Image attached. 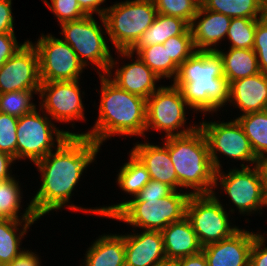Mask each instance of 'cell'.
Segmentation results:
<instances>
[{
    "mask_svg": "<svg viewBox=\"0 0 267 266\" xmlns=\"http://www.w3.org/2000/svg\"><path fill=\"white\" fill-rule=\"evenodd\" d=\"M156 15L153 0H127L107 8L100 18L116 49L129 51L153 24Z\"/></svg>",
    "mask_w": 267,
    "mask_h": 266,
    "instance_id": "cell-6",
    "label": "cell"
},
{
    "mask_svg": "<svg viewBox=\"0 0 267 266\" xmlns=\"http://www.w3.org/2000/svg\"><path fill=\"white\" fill-rule=\"evenodd\" d=\"M256 235L239 229L229 238L202 247L208 266H249Z\"/></svg>",
    "mask_w": 267,
    "mask_h": 266,
    "instance_id": "cell-16",
    "label": "cell"
},
{
    "mask_svg": "<svg viewBox=\"0 0 267 266\" xmlns=\"http://www.w3.org/2000/svg\"><path fill=\"white\" fill-rule=\"evenodd\" d=\"M14 177L0 181V219H13L19 221L20 188Z\"/></svg>",
    "mask_w": 267,
    "mask_h": 266,
    "instance_id": "cell-33",
    "label": "cell"
},
{
    "mask_svg": "<svg viewBox=\"0 0 267 266\" xmlns=\"http://www.w3.org/2000/svg\"><path fill=\"white\" fill-rule=\"evenodd\" d=\"M100 145L87 136H68L57 145L55 153L50 152L35 163L42 173V184L31 201L38 218L66 205L83 170L95 160Z\"/></svg>",
    "mask_w": 267,
    "mask_h": 266,
    "instance_id": "cell-1",
    "label": "cell"
},
{
    "mask_svg": "<svg viewBox=\"0 0 267 266\" xmlns=\"http://www.w3.org/2000/svg\"><path fill=\"white\" fill-rule=\"evenodd\" d=\"M153 266H175V261L166 260Z\"/></svg>",
    "mask_w": 267,
    "mask_h": 266,
    "instance_id": "cell-48",
    "label": "cell"
},
{
    "mask_svg": "<svg viewBox=\"0 0 267 266\" xmlns=\"http://www.w3.org/2000/svg\"><path fill=\"white\" fill-rule=\"evenodd\" d=\"M79 80L41 82V106L57 121L84 119ZM44 98V100H43Z\"/></svg>",
    "mask_w": 267,
    "mask_h": 266,
    "instance_id": "cell-15",
    "label": "cell"
},
{
    "mask_svg": "<svg viewBox=\"0 0 267 266\" xmlns=\"http://www.w3.org/2000/svg\"><path fill=\"white\" fill-rule=\"evenodd\" d=\"M190 25L182 18L157 13L153 24L146 29L129 51H118L122 56L132 57L139 49L155 44H163L172 36L182 35Z\"/></svg>",
    "mask_w": 267,
    "mask_h": 266,
    "instance_id": "cell-23",
    "label": "cell"
},
{
    "mask_svg": "<svg viewBox=\"0 0 267 266\" xmlns=\"http://www.w3.org/2000/svg\"><path fill=\"white\" fill-rule=\"evenodd\" d=\"M253 50L257 55L260 72L267 74V14L257 19Z\"/></svg>",
    "mask_w": 267,
    "mask_h": 266,
    "instance_id": "cell-38",
    "label": "cell"
},
{
    "mask_svg": "<svg viewBox=\"0 0 267 266\" xmlns=\"http://www.w3.org/2000/svg\"><path fill=\"white\" fill-rule=\"evenodd\" d=\"M201 5L231 18L261 19L267 14L266 6L260 0H201Z\"/></svg>",
    "mask_w": 267,
    "mask_h": 266,
    "instance_id": "cell-27",
    "label": "cell"
},
{
    "mask_svg": "<svg viewBox=\"0 0 267 266\" xmlns=\"http://www.w3.org/2000/svg\"><path fill=\"white\" fill-rule=\"evenodd\" d=\"M267 8V0H260Z\"/></svg>",
    "mask_w": 267,
    "mask_h": 266,
    "instance_id": "cell-49",
    "label": "cell"
},
{
    "mask_svg": "<svg viewBox=\"0 0 267 266\" xmlns=\"http://www.w3.org/2000/svg\"><path fill=\"white\" fill-rule=\"evenodd\" d=\"M258 167L261 171L262 178H263V191H264V196L265 200L267 203V156L264 158L259 159L258 161Z\"/></svg>",
    "mask_w": 267,
    "mask_h": 266,
    "instance_id": "cell-47",
    "label": "cell"
},
{
    "mask_svg": "<svg viewBox=\"0 0 267 266\" xmlns=\"http://www.w3.org/2000/svg\"><path fill=\"white\" fill-rule=\"evenodd\" d=\"M256 25L257 19L232 18L227 32L231 48L253 49Z\"/></svg>",
    "mask_w": 267,
    "mask_h": 266,
    "instance_id": "cell-31",
    "label": "cell"
},
{
    "mask_svg": "<svg viewBox=\"0 0 267 266\" xmlns=\"http://www.w3.org/2000/svg\"><path fill=\"white\" fill-rule=\"evenodd\" d=\"M85 266H125V244L122 235H104L87 251Z\"/></svg>",
    "mask_w": 267,
    "mask_h": 266,
    "instance_id": "cell-25",
    "label": "cell"
},
{
    "mask_svg": "<svg viewBox=\"0 0 267 266\" xmlns=\"http://www.w3.org/2000/svg\"><path fill=\"white\" fill-rule=\"evenodd\" d=\"M138 57L159 77L174 79L178 72V65L169 57L167 47L163 44H155L139 49Z\"/></svg>",
    "mask_w": 267,
    "mask_h": 266,
    "instance_id": "cell-29",
    "label": "cell"
},
{
    "mask_svg": "<svg viewBox=\"0 0 267 266\" xmlns=\"http://www.w3.org/2000/svg\"><path fill=\"white\" fill-rule=\"evenodd\" d=\"M190 195L174 190L170 195L160 199L146 198L143 202H121L84 211L121 220L145 230L162 231L169 224L178 222L186 216V205Z\"/></svg>",
    "mask_w": 267,
    "mask_h": 266,
    "instance_id": "cell-5",
    "label": "cell"
},
{
    "mask_svg": "<svg viewBox=\"0 0 267 266\" xmlns=\"http://www.w3.org/2000/svg\"><path fill=\"white\" fill-rule=\"evenodd\" d=\"M168 151L177 174V187H191L190 194H213L216 170L209 155L208 143L197 127L185 135L168 137Z\"/></svg>",
    "mask_w": 267,
    "mask_h": 266,
    "instance_id": "cell-4",
    "label": "cell"
},
{
    "mask_svg": "<svg viewBox=\"0 0 267 266\" xmlns=\"http://www.w3.org/2000/svg\"><path fill=\"white\" fill-rule=\"evenodd\" d=\"M264 241V237L260 234L254 237L250 251L249 266H267V247L262 248Z\"/></svg>",
    "mask_w": 267,
    "mask_h": 266,
    "instance_id": "cell-41",
    "label": "cell"
},
{
    "mask_svg": "<svg viewBox=\"0 0 267 266\" xmlns=\"http://www.w3.org/2000/svg\"><path fill=\"white\" fill-rule=\"evenodd\" d=\"M32 92L39 90H20L0 94V112L20 118L35 109L31 101Z\"/></svg>",
    "mask_w": 267,
    "mask_h": 266,
    "instance_id": "cell-32",
    "label": "cell"
},
{
    "mask_svg": "<svg viewBox=\"0 0 267 266\" xmlns=\"http://www.w3.org/2000/svg\"><path fill=\"white\" fill-rule=\"evenodd\" d=\"M202 15H204L203 18H201ZM199 18L201 20L195 24ZM231 19L222 13L207 10L200 4L193 22L190 24L195 50L216 51L215 48H211V45L217 44L227 35Z\"/></svg>",
    "mask_w": 267,
    "mask_h": 266,
    "instance_id": "cell-19",
    "label": "cell"
},
{
    "mask_svg": "<svg viewBox=\"0 0 267 266\" xmlns=\"http://www.w3.org/2000/svg\"><path fill=\"white\" fill-rule=\"evenodd\" d=\"M187 105L179 88L176 86L159 87L147 99L146 130L150 128L166 131V137L185 135L194 131L198 126H190L180 132L185 123V107Z\"/></svg>",
    "mask_w": 267,
    "mask_h": 266,
    "instance_id": "cell-12",
    "label": "cell"
},
{
    "mask_svg": "<svg viewBox=\"0 0 267 266\" xmlns=\"http://www.w3.org/2000/svg\"><path fill=\"white\" fill-rule=\"evenodd\" d=\"M150 180L146 167L131 152L130 161L123 165L118 174L117 181L121 189L135 197Z\"/></svg>",
    "mask_w": 267,
    "mask_h": 266,
    "instance_id": "cell-30",
    "label": "cell"
},
{
    "mask_svg": "<svg viewBox=\"0 0 267 266\" xmlns=\"http://www.w3.org/2000/svg\"><path fill=\"white\" fill-rule=\"evenodd\" d=\"M166 259H178L198 254L202 251L197 235L186 216L169 224L161 231Z\"/></svg>",
    "mask_w": 267,
    "mask_h": 266,
    "instance_id": "cell-21",
    "label": "cell"
},
{
    "mask_svg": "<svg viewBox=\"0 0 267 266\" xmlns=\"http://www.w3.org/2000/svg\"><path fill=\"white\" fill-rule=\"evenodd\" d=\"M146 167L151 180H157L177 190V174L168 151V137L163 147L151 144H136L131 151Z\"/></svg>",
    "mask_w": 267,
    "mask_h": 266,
    "instance_id": "cell-20",
    "label": "cell"
},
{
    "mask_svg": "<svg viewBox=\"0 0 267 266\" xmlns=\"http://www.w3.org/2000/svg\"><path fill=\"white\" fill-rule=\"evenodd\" d=\"M38 216L36 215L33 205L30 202V205L26 208L25 213L22 215L21 222L13 219H0V264L5 266L10 264L17 256H19L23 251H20L19 244L21 237L29 228V225L37 221ZM25 222L23 225V231H21L20 236L16 234L18 231L17 228L20 223ZM16 230V231H15Z\"/></svg>",
    "mask_w": 267,
    "mask_h": 266,
    "instance_id": "cell-24",
    "label": "cell"
},
{
    "mask_svg": "<svg viewBox=\"0 0 267 266\" xmlns=\"http://www.w3.org/2000/svg\"><path fill=\"white\" fill-rule=\"evenodd\" d=\"M99 75L102 85L99 117L91 132L79 136H87L102 144L107 137L115 134L144 135L147 100L121 89L111 81V77Z\"/></svg>",
    "mask_w": 267,
    "mask_h": 266,
    "instance_id": "cell-3",
    "label": "cell"
},
{
    "mask_svg": "<svg viewBox=\"0 0 267 266\" xmlns=\"http://www.w3.org/2000/svg\"><path fill=\"white\" fill-rule=\"evenodd\" d=\"M160 78L139 58L131 64L117 69L112 82L125 91L141 96L146 100L159 88L155 81Z\"/></svg>",
    "mask_w": 267,
    "mask_h": 266,
    "instance_id": "cell-22",
    "label": "cell"
},
{
    "mask_svg": "<svg viewBox=\"0 0 267 266\" xmlns=\"http://www.w3.org/2000/svg\"><path fill=\"white\" fill-rule=\"evenodd\" d=\"M51 11L57 16L59 23L78 20L86 16L76 0H51L44 1Z\"/></svg>",
    "mask_w": 267,
    "mask_h": 266,
    "instance_id": "cell-37",
    "label": "cell"
},
{
    "mask_svg": "<svg viewBox=\"0 0 267 266\" xmlns=\"http://www.w3.org/2000/svg\"><path fill=\"white\" fill-rule=\"evenodd\" d=\"M199 128L207 140L209 155L216 171H219L221 166L216 151L236 160L258 164L259 159L237 119L228 123L202 122Z\"/></svg>",
    "mask_w": 267,
    "mask_h": 266,
    "instance_id": "cell-11",
    "label": "cell"
},
{
    "mask_svg": "<svg viewBox=\"0 0 267 266\" xmlns=\"http://www.w3.org/2000/svg\"><path fill=\"white\" fill-rule=\"evenodd\" d=\"M81 10L86 15H92L93 12L99 14V16H104L107 8L99 9L100 4H102L105 0H76Z\"/></svg>",
    "mask_w": 267,
    "mask_h": 266,
    "instance_id": "cell-44",
    "label": "cell"
},
{
    "mask_svg": "<svg viewBox=\"0 0 267 266\" xmlns=\"http://www.w3.org/2000/svg\"><path fill=\"white\" fill-rule=\"evenodd\" d=\"M175 266H208V263L204 253L201 251L198 254L176 260Z\"/></svg>",
    "mask_w": 267,
    "mask_h": 266,
    "instance_id": "cell-45",
    "label": "cell"
},
{
    "mask_svg": "<svg viewBox=\"0 0 267 266\" xmlns=\"http://www.w3.org/2000/svg\"><path fill=\"white\" fill-rule=\"evenodd\" d=\"M241 124L245 135L258 159L267 154V110L251 112L236 118Z\"/></svg>",
    "mask_w": 267,
    "mask_h": 266,
    "instance_id": "cell-28",
    "label": "cell"
},
{
    "mask_svg": "<svg viewBox=\"0 0 267 266\" xmlns=\"http://www.w3.org/2000/svg\"><path fill=\"white\" fill-rule=\"evenodd\" d=\"M14 160L15 158L11 155L5 152H0V181L12 178L9 173V167Z\"/></svg>",
    "mask_w": 267,
    "mask_h": 266,
    "instance_id": "cell-46",
    "label": "cell"
},
{
    "mask_svg": "<svg viewBox=\"0 0 267 266\" xmlns=\"http://www.w3.org/2000/svg\"><path fill=\"white\" fill-rule=\"evenodd\" d=\"M157 13L182 18L189 25L197 14L201 0H153Z\"/></svg>",
    "mask_w": 267,
    "mask_h": 266,
    "instance_id": "cell-34",
    "label": "cell"
},
{
    "mask_svg": "<svg viewBox=\"0 0 267 266\" xmlns=\"http://www.w3.org/2000/svg\"><path fill=\"white\" fill-rule=\"evenodd\" d=\"M14 33L11 0H0V34Z\"/></svg>",
    "mask_w": 267,
    "mask_h": 266,
    "instance_id": "cell-42",
    "label": "cell"
},
{
    "mask_svg": "<svg viewBox=\"0 0 267 266\" xmlns=\"http://www.w3.org/2000/svg\"><path fill=\"white\" fill-rule=\"evenodd\" d=\"M25 43L19 45L14 33L0 34V67L20 50Z\"/></svg>",
    "mask_w": 267,
    "mask_h": 266,
    "instance_id": "cell-40",
    "label": "cell"
},
{
    "mask_svg": "<svg viewBox=\"0 0 267 266\" xmlns=\"http://www.w3.org/2000/svg\"><path fill=\"white\" fill-rule=\"evenodd\" d=\"M163 46L167 47L169 57L178 66H180L196 51L190 27L182 35L172 36L169 38L163 43Z\"/></svg>",
    "mask_w": 267,
    "mask_h": 266,
    "instance_id": "cell-35",
    "label": "cell"
},
{
    "mask_svg": "<svg viewBox=\"0 0 267 266\" xmlns=\"http://www.w3.org/2000/svg\"><path fill=\"white\" fill-rule=\"evenodd\" d=\"M216 51L223 60V74L228 82L260 73L257 55L253 49L230 48L229 53Z\"/></svg>",
    "mask_w": 267,
    "mask_h": 266,
    "instance_id": "cell-26",
    "label": "cell"
},
{
    "mask_svg": "<svg viewBox=\"0 0 267 266\" xmlns=\"http://www.w3.org/2000/svg\"><path fill=\"white\" fill-rule=\"evenodd\" d=\"M174 189L157 180H150V182L134 197V199L126 202H143L146 198H163L170 195Z\"/></svg>",
    "mask_w": 267,
    "mask_h": 266,
    "instance_id": "cell-39",
    "label": "cell"
},
{
    "mask_svg": "<svg viewBox=\"0 0 267 266\" xmlns=\"http://www.w3.org/2000/svg\"><path fill=\"white\" fill-rule=\"evenodd\" d=\"M122 236L125 266H153L167 260L161 231L145 230L139 235Z\"/></svg>",
    "mask_w": 267,
    "mask_h": 266,
    "instance_id": "cell-17",
    "label": "cell"
},
{
    "mask_svg": "<svg viewBox=\"0 0 267 266\" xmlns=\"http://www.w3.org/2000/svg\"><path fill=\"white\" fill-rule=\"evenodd\" d=\"M229 101H235L243 115L267 110V74L238 79L229 83Z\"/></svg>",
    "mask_w": 267,
    "mask_h": 266,
    "instance_id": "cell-18",
    "label": "cell"
},
{
    "mask_svg": "<svg viewBox=\"0 0 267 266\" xmlns=\"http://www.w3.org/2000/svg\"><path fill=\"white\" fill-rule=\"evenodd\" d=\"M190 221L202 247L231 237L239 230L231 227L228 215L215 194H191L186 205Z\"/></svg>",
    "mask_w": 267,
    "mask_h": 266,
    "instance_id": "cell-8",
    "label": "cell"
},
{
    "mask_svg": "<svg viewBox=\"0 0 267 266\" xmlns=\"http://www.w3.org/2000/svg\"><path fill=\"white\" fill-rule=\"evenodd\" d=\"M16 132L17 159L29 158L34 163L52 152L54 134L57 144H61L68 136H79V134L58 130L46 115L41 117L36 108L18 119Z\"/></svg>",
    "mask_w": 267,
    "mask_h": 266,
    "instance_id": "cell-9",
    "label": "cell"
},
{
    "mask_svg": "<svg viewBox=\"0 0 267 266\" xmlns=\"http://www.w3.org/2000/svg\"><path fill=\"white\" fill-rule=\"evenodd\" d=\"M39 57L41 82L73 81L80 79L84 65L65 41L42 36L34 45Z\"/></svg>",
    "mask_w": 267,
    "mask_h": 266,
    "instance_id": "cell-10",
    "label": "cell"
},
{
    "mask_svg": "<svg viewBox=\"0 0 267 266\" xmlns=\"http://www.w3.org/2000/svg\"><path fill=\"white\" fill-rule=\"evenodd\" d=\"M60 25L63 30L61 33L65 37L63 41L74 50L79 61L85 66L87 64L85 59L87 58L96 67L102 69L107 77H110V69L114 67L115 62L111 57L100 26L97 25L92 15H86L81 19Z\"/></svg>",
    "mask_w": 267,
    "mask_h": 266,
    "instance_id": "cell-7",
    "label": "cell"
},
{
    "mask_svg": "<svg viewBox=\"0 0 267 266\" xmlns=\"http://www.w3.org/2000/svg\"><path fill=\"white\" fill-rule=\"evenodd\" d=\"M173 85L180 89L187 106L197 111H217L229 101V82L217 51H195L178 67Z\"/></svg>",
    "mask_w": 267,
    "mask_h": 266,
    "instance_id": "cell-2",
    "label": "cell"
},
{
    "mask_svg": "<svg viewBox=\"0 0 267 266\" xmlns=\"http://www.w3.org/2000/svg\"><path fill=\"white\" fill-rule=\"evenodd\" d=\"M39 57L34 44L24 46L0 67V94L20 90H39Z\"/></svg>",
    "mask_w": 267,
    "mask_h": 266,
    "instance_id": "cell-14",
    "label": "cell"
},
{
    "mask_svg": "<svg viewBox=\"0 0 267 266\" xmlns=\"http://www.w3.org/2000/svg\"><path fill=\"white\" fill-rule=\"evenodd\" d=\"M18 119L0 112V152H5L17 159V124Z\"/></svg>",
    "mask_w": 267,
    "mask_h": 266,
    "instance_id": "cell-36",
    "label": "cell"
},
{
    "mask_svg": "<svg viewBox=\"0 0 267 266\" xmlns=\"http://www.w3.org/2000/svg\"><path fill=\"white\" fill-rule=\"evenodd\" d=\"M242 169H233L227 175L216 171L215 185L217 186L218 178L220 184L224 187V191L229 195L231 200L239 209L240 213L256 211L261 206H267L264 191L263 178L258 165L253 170L249 166L241 164Z\"/></svg>",
    "mask_w": 267,
    "mask_h": 266,
    "instance_id": "cell-13",
    "label": "cell"
},
{
    "mask_svg": "<svg viewBox=\"0 0 267 266\" xmlns=\"http://www.w3.org/2000/svg\"><path fill=\"white\" fill-rule=\"evenodd\" d=\"M39 258L35 253L28 251H23L19 256H17L10 264L5 266H39Z\"/></svg>",
    "mask_w": 267,
    "mask_h": 266,
    "instance_id": "cell-43",
    "label": "cell"
}]
</instances>
